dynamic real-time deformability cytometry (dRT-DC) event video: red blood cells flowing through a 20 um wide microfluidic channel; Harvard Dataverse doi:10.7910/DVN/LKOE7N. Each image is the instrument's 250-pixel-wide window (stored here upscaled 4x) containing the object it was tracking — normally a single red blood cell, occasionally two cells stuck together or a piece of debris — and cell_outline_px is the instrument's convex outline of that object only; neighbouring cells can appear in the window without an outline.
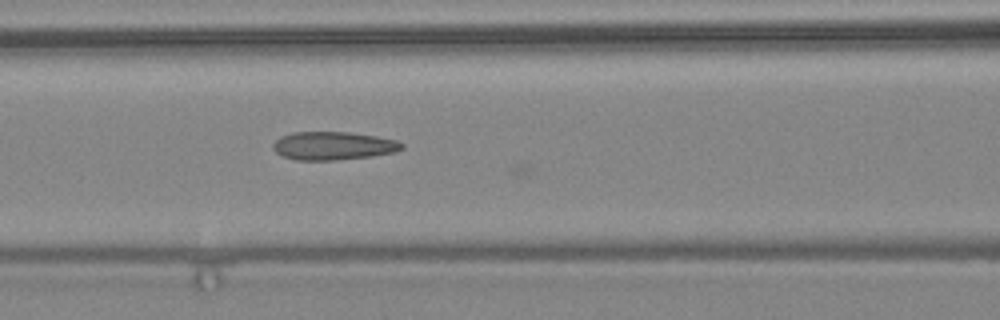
{"species": "common noctule bat (a hibernating species)", "species_latin": "Nyctalus noctula", "temperature_condition": "warm", "stored_images_in_passage": 27, "camera_frame_rate_fps": 3000, "um_per_image_px": 0.085, "animal": {"sex": "female", "body_mass_g": 24.6, "forearm_length_mm": 56.2}, "frame": {"image": 1, "passage_image": 25, "time_ms": 8.0, "image_size_px": [1000, 320], "cell_outline_px": [[404, 148], [396, 152], [372, 156], [336, 160], [296, 160], [280, 156], [272, 148], [272, 144], [280, 136], [292, 132], [348, 132], [376, 136], [396, 140], [404, 144]], "centroid_in_image_um": [28.3, 12.39], "position_along_channel_um": 138.3, "area_um2": 21.39}}